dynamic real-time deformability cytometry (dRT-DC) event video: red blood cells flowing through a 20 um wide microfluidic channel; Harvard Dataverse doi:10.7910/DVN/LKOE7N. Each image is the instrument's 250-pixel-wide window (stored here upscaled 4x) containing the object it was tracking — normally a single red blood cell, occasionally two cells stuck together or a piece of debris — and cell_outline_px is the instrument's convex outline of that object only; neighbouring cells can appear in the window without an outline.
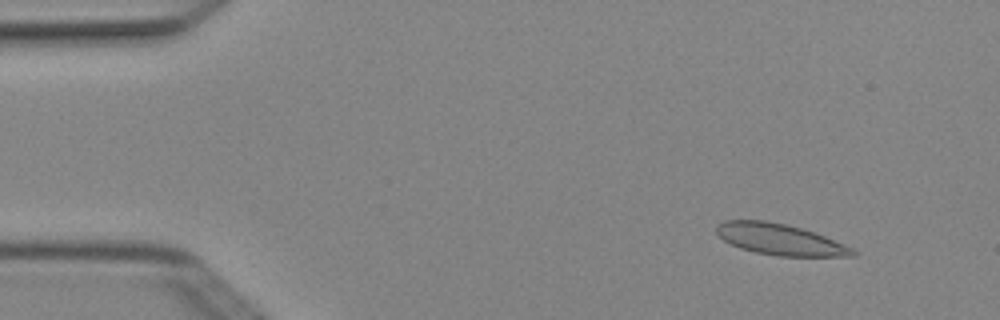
{"species": "Egyptian fruit bat (a non-hibernating species)", "species_latin": "Rousettus aegyptiacus", "temperature_condition": "cold", "stored_images_in_passage": 6, "camera_frame_rate_fps": 3000, "um_per_image_px": 0.085, "animal": {"sex": "female"}, "frame": {"image": 1, "passage_image": 1, "time_ms": 0.0, "image_size_px": [1000, 320], "cell_outline_px": [[860, 252], [856, 256], [776, 256], [756, 252], [740, 248], [724, 240], [716, 232], [716, 224], [724, 220], [764, 220], [784, 224], [800, 228], [824, 236], [852, 248]], "centroid_in_image_um": [66.28, 20.35], "position_along_channel_um": 18.7, "area_um2": 24.51}}
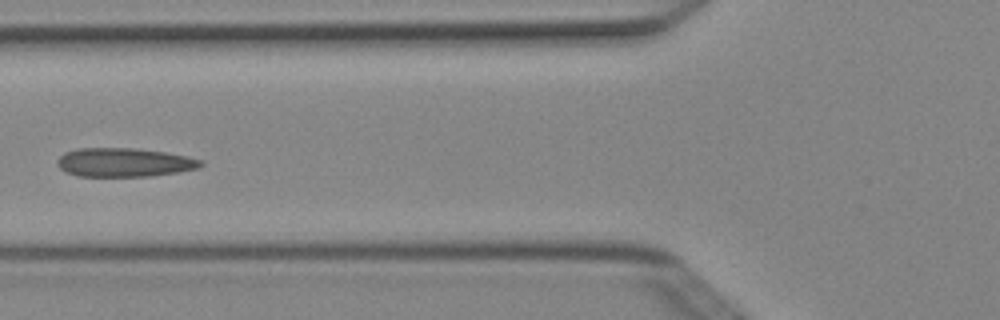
{"frame": {"image": 2, "passage_image": 5, "time_ms": 1.333, "image_size_px": [1000, 320], "cell_outline_px": [[204, 164], [200, 168], [180, 172], [152, 176], [76, 176], [64, 172], [56, 164], [56, 160], [64, 152], [76, 148], [136, 148], [164, 152], [188, 156], [204, 160]], "centroid_in_image_um": [10.57, 13.8], "position_along_channel_um": 115.2, "area_um2": 24.51}}
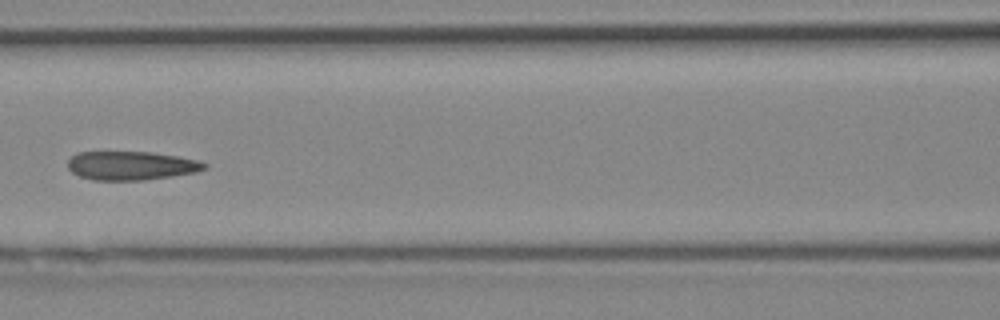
{"frame": {"image": 3, "passage_image": 6, "time_ms": 1.667, "image_size_px": [1000, 320], "cell_outline_px": [[208, 168], [196, 172], [172, 176], [144, 180], [92, 180], [80, 176], [72, 172], [68, 168], [68, 160], [76, 152], [152, 152], [176, 156], [196, 160], [208, 164]], "centroid_in_image_um": [11.14, 14.08], "position_along_channel_um": 155.5, "area_um2": 22.89}}